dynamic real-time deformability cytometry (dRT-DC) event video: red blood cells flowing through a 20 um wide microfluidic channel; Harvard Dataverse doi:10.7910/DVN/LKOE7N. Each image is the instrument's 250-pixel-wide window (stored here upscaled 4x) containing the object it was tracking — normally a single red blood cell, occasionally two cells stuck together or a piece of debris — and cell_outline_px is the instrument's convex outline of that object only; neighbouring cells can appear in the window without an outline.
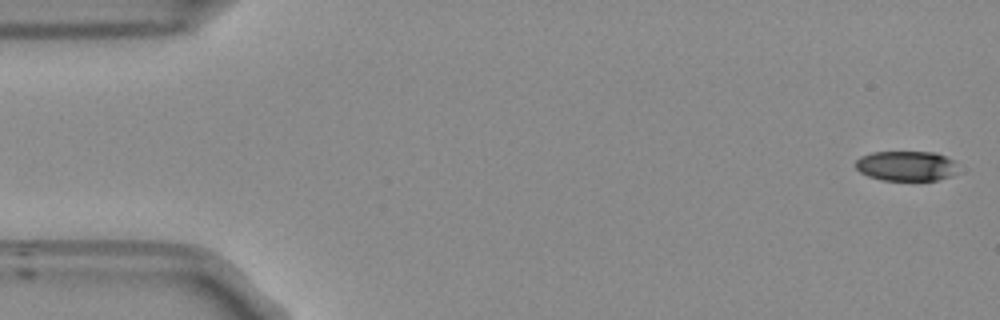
{"species": "Egyptian fruit bat (a non-hibernating species)", "species_latin": "Rousettus aegyptiacus", "temperature_condition": "room temperature", "stored_images_in_passage": 53, "camera_frame_rate_fps": 3000, "um_per_image_px": 0.085, "frame": {"image": 1, "passage_image": 1, "time_ms": 0.0, "image_size_px": [1000, 320], "cell_outline_px": [[956, 172], [948, 176], [936, 180], [884, 180], [868, 176], [860, 172], [856, 168], [856, 160], [860, 156], [872, 152], [936, 152], [952, 160], [956, 168]], "centroid_in_image_um": [76.98, 14.09], "position_along_channel_um": 8.0, "area_um2": 17.69}}
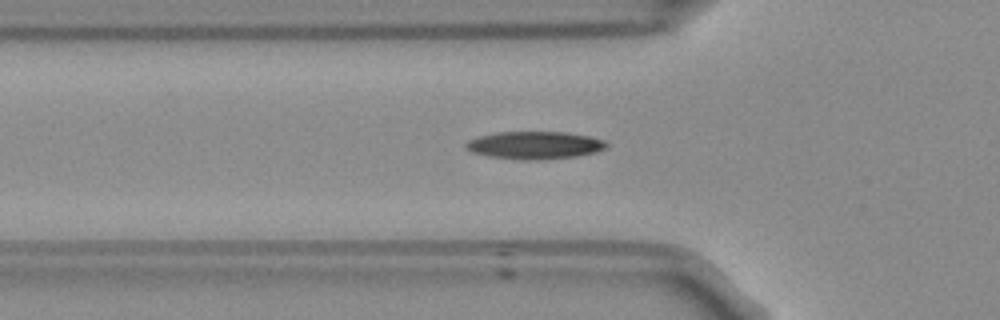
{"frame": {"image": 2, "passage_image": 17, "time_ms": 5.333, "image_size_px": [1000, 320], "cell_outline_px": [[608, 148], [596, 152], [576, 156], [540, 160], [524, 160], [488, 156], [472, 152], [464, 148], [464, 144], [468, 140], [480, 136], [496, 132], [568, 132], [588, 136], [604, 140], [608, 144]], "centroid_in_image_um": [45.45, 12.34], "position_along_channel_um": 80.4, "area_um2": 22.77}}
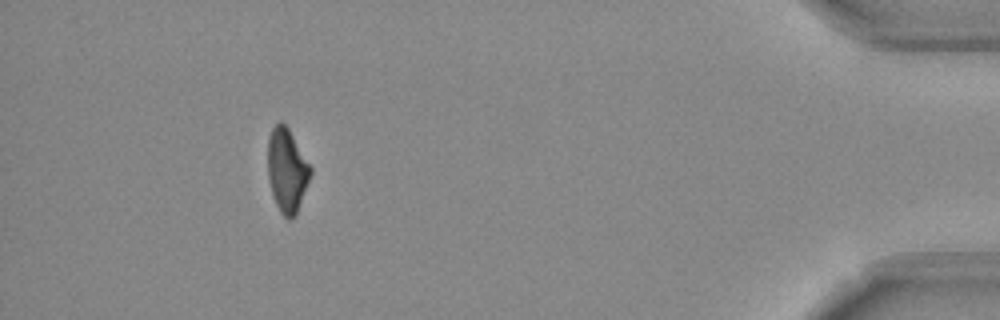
{"frame": {"image": 3, "passage_image": 48, "time_ms": 15.667, "image_size_px": [1000, 320], "cell_outline_px": [[312, 172], [296, 216], [288, 220], [280, 212], [276, 204], [272, 192], [268, 176], [268, 140], [272, 128], [280, 120], [288, 128], [312, 168]], "centroid_in_image_um": [24.4, 14.5], "position_along_channel_um": 410.8, "area_um2": 20.69}, "authors_computed_cell_mechanics": {"area_um2": 21.5016, "velocity_mm_per_s": 3.8137, "shape_relaxation_time_tau1_ms": 3.7485, "shape_relaxation_time_tau2_ms": null, "deformation_change_tau1": 0.122, "deformation_change_tau2": null}}